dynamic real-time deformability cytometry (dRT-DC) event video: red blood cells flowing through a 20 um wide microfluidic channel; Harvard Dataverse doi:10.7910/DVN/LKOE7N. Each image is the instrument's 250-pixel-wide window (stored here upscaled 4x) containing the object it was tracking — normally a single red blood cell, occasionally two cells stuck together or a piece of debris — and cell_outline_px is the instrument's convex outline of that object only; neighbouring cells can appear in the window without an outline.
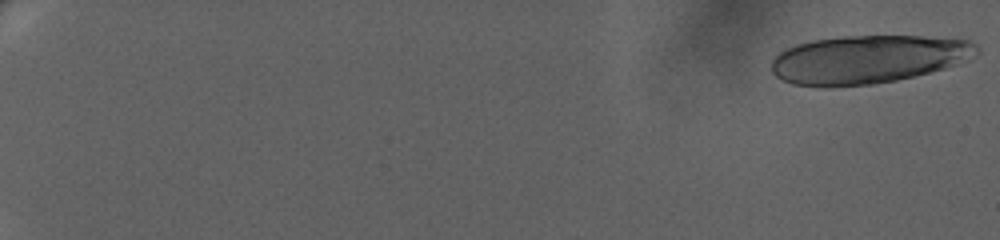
{"species": "human", "species_latin": "Homo sapiens", "temperature_condition": "warm", "stored_images_in_passage": 13, "camera_frame_rate_fps": 3000, "um_per_image_px": 0.085, "donor": {"sex": "female"}, "frame": {"image": 1, "passage_image": 1, "time_ms": 0.0, "image_size_px": [1000, 240], "cell_outline_px": [[980, 52], [976, 56], [968, 60], [944, 68], [896, 80], [872, 84], [832, 88], [820, 88], [792, 84], [776, 76], [772, 72], [772, 60], [784, 48], [796, 44], [812, 40], [840, 36], [920, 36], [968, 40], [976, 44], [980, 48]], "centroid_in_image_um": [73.75, 5.05], "position_along_channel_um": 11.3, "area_um2": 58.2}}